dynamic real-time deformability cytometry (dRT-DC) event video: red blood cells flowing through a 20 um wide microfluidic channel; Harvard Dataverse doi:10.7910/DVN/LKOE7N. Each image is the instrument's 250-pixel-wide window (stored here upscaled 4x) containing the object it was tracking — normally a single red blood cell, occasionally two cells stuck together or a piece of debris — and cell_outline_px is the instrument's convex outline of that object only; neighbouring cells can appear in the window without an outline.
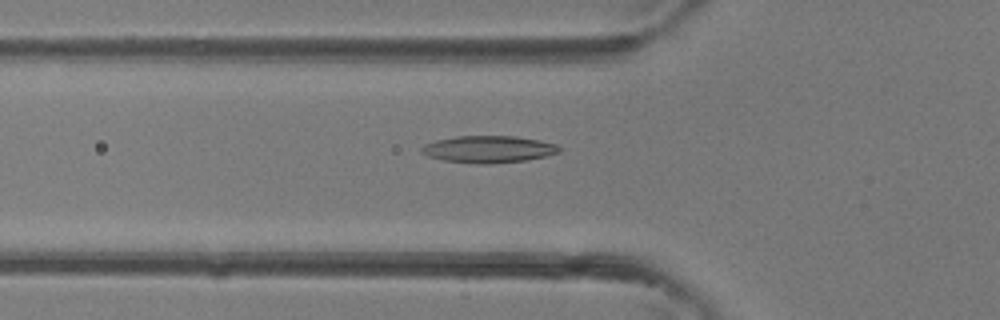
{"species": "common noctule bat (a hibernating species)", "species_latin": "Nyctalus noctula", "temperature_condition": "room temperature", "stored_images_in_passage": 27, "camera_frame_rate_fps": 3000, "um_per_image_px": 0.085, "animal": {"sex": "female"}, "frame": {"image": 1, "passage_image": 14, "time_ms": 4.333, "image_size_px": [1000, 320], "cell_outline_px": [[560, 152], [544, 156], [524, 160], [492, 164], [476, 164], [444, 160], [428, 156], [420, 152], [420, 148], [424, 144], [436, 140], [456, 136], [516, 136], [540, 140], [556, 144], [560, 148]], "centroid_in_image_um": [41.49, 12.68], "position_along_channel_um": 84.3, "area_um2": 21.68}}
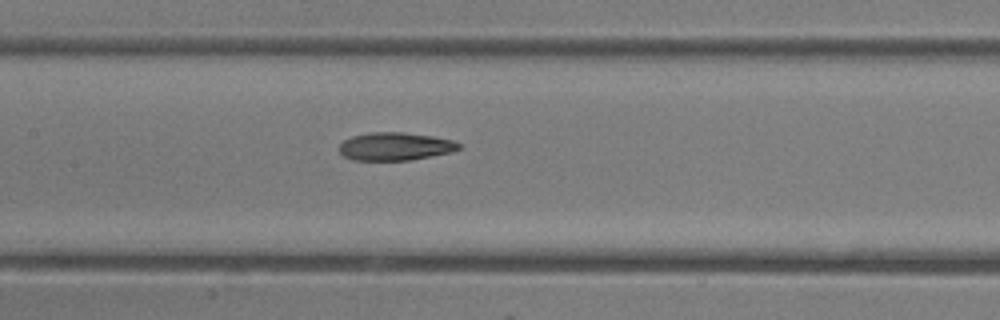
{"frame": {"image": 2, "passage_image": 19, "time_ms": 6.0, "image_size_px": [1000, 320], "cell_outline_px": [[460, 148], [452, 152], [408, 160], [352, 160], [344, 156], [340, 152], [340, 144], [344, 140], [352, 136], [372, 132], [404, 132], [432, 136], [452, 140], [460, 144]], "centroid_in_image_um": [33.58, 12.44], "position_along_channel_um": 173.8, "area_um2": 19.36}}
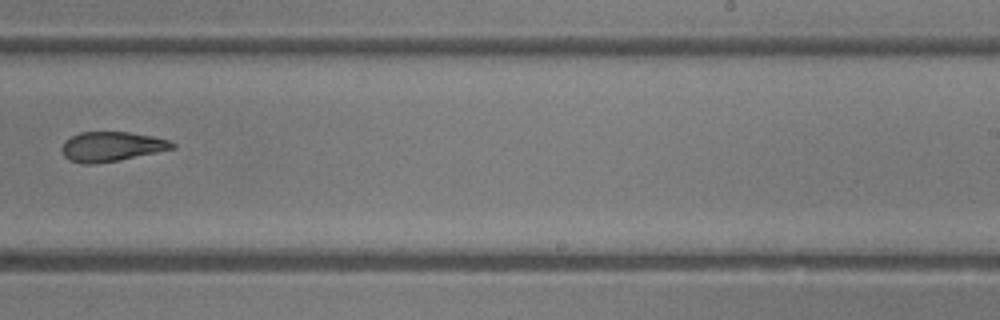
{"frame": {"image": 3, "passage_image": 25, "time_ms": 8.0, "image_size_px": [1000, 320], "cell_outline_px": [[176, 148], [116, 160], [92, 164], [84, 164], [68, 160], [64, 156], [60, 148], [64, 140], [80, 132], [128, 132], [152, 136], [168, 140], [176, 144]], "centroid_in_image_um": [9.43, 12.45], "position_along_channel_um": 279.6, "area_um2": 18.96}}